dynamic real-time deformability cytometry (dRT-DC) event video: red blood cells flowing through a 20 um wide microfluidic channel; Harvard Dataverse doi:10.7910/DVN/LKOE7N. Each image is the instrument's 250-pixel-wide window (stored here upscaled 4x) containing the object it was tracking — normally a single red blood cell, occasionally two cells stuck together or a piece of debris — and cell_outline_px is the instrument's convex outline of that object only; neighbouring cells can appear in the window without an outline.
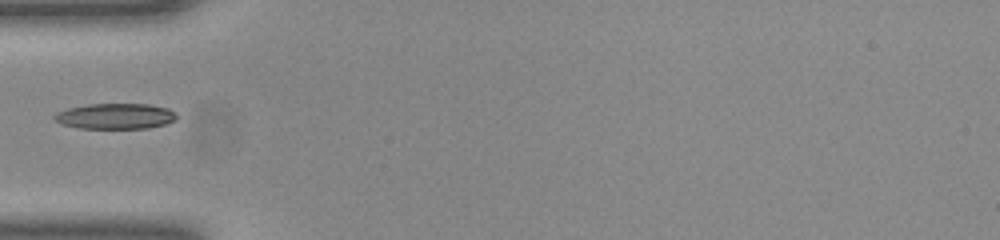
{"species": "common noctule bat (a hibernating species)", "species_latin": "Nyctalus noctula", "temperature_condition": "room temperature", "stored_images_in_passage": 35, "camera_frame_rate_fps": 3000, "um_per_image_px": 0.085, "animal": {"sex": "female", "body_mass_g": 23.0, "forearm_length_mm": 53.4}, "frame": {"image": 1, "passage_image": 1, "time_ms": 0.0, "image_size_px": [1000, 240], "cell_outline_px": [[176, 120], [164, 124], [148, 128], [80, 128], [64, 124], [52, 120], [52, 116], [56, 112], [68, 108], [88, 104], [148, 104], [168, 108], [176, 112]], "centroid_in_image_um": [9.79, 9.87], "position_along_channel_um": 75.2, "area_um2": 18.26}}
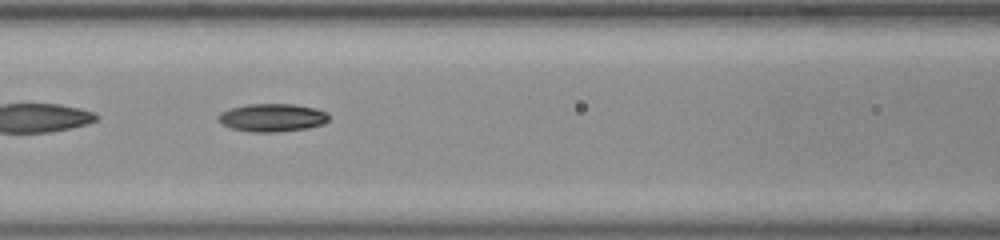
{"frame": {"image": 2, "passage_image": 6, "time_ms": 1.667, "image_size_px": [1000, 240], "cell_outline_px": [[328, 120], [324, 124], [308, 128], [276, 132], [252, 132], [232, 128], [224, 124], [216, 116], [220, 112], [232, 108], [248, 104], [292, 104], [316, 108], [328, 112]], "centroid_in_image_um": [23.18, 9.99], "position_along_channel_um": 143.4, "area_um2": 17.98}}
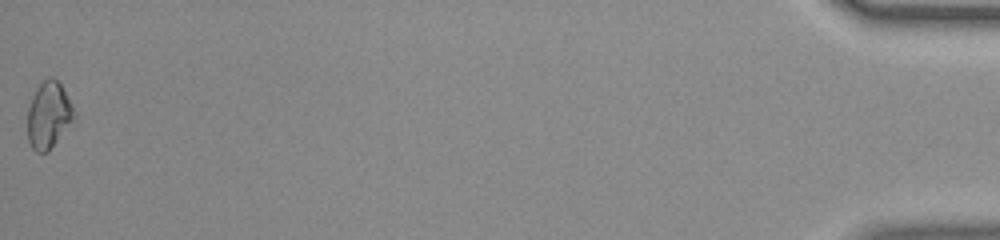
{"frame": {"image": 3, "passage_image": 35, "time_ms": 11.333, "image_size_px": [1000, 240], "cell_outline_px": [[76, 116], [48, 152], [36, 152], [32, 148], [28, 140], [28, 108], [32, 96], [36, 88], [48, 76], [52, 76], [60, 84], [72, 104]], "centroid_in_image_um": [4.12, 9.78], "position_along_channel_um": 431.1, "area_um2": 17.92}}